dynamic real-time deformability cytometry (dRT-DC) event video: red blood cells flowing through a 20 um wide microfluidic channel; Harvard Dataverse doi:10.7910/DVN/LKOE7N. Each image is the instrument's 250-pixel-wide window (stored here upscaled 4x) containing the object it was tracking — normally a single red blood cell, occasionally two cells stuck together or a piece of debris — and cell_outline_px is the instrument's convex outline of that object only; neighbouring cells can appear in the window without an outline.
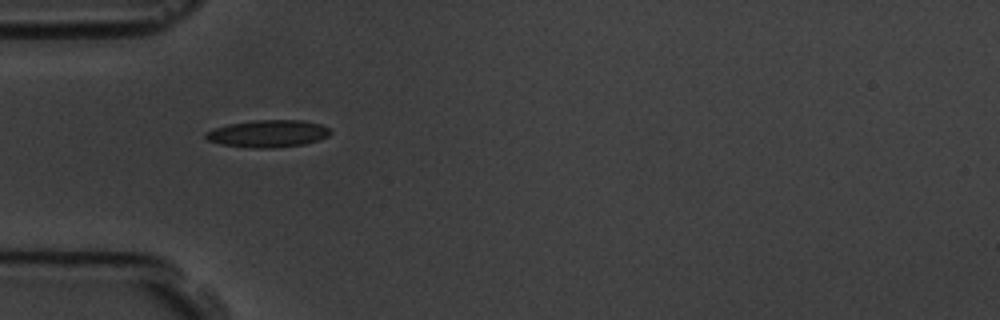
{"species": "common noctule bat (a hibernating species)", "species_latin": "Nyctalus noctula", "temperature_condition": "room temperature", "stored_images_in_passage": 2, "camera_frame_rate_fps": 3000, "um_per_image_px": 0.085, "animal": {"sex": "male", "body_mass_g": 19.5, "forearm_length_mm": 54.6}, "frame": {"image": 1, "passage_image": 1, "time_ms": 0.0, "image_size_px": [1000, 320], "cell_outline_px": [[332, 132], [328, 136], [320, 140], [304, 144], [272, 148], [252, 148], [220, 144], [208, 140], [204, 136], [204, 132], [228, 124], [252, 120], [304, 120], [320, 124], [328, 128]], "centroid_in_image_um": [22.78, 11.35], "position_along_channel_um": 62.2, "area_um2": 19.88}}
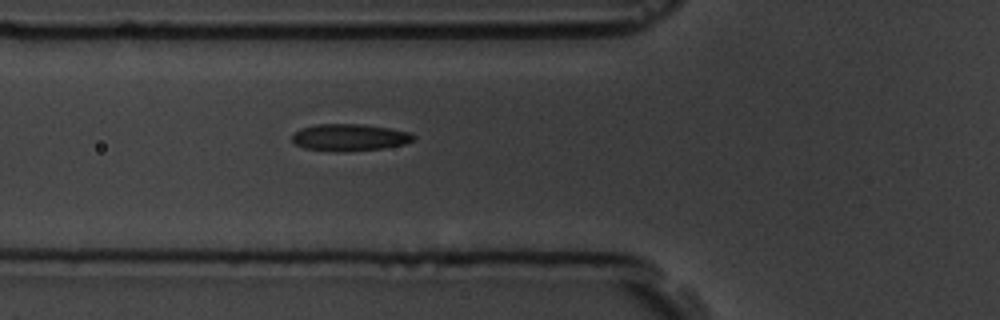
{"frame": {"image": 2, "passage_image": 2, "time_ms": 1.0, "image_size_px": [1000, 320], "cell_outline_px": [[416, 136], [412, 140], [404, 144], [384, 148], [344, 152], [304, 148], [296, 144], [292, 140], [292, 136], [300, 128], [316, 124], [364, 124], [412, 132]], "centroid_in_image_um": [29.73, 11.67], "position_along_channel_um": 96.1, "area_um2": 19.07}}